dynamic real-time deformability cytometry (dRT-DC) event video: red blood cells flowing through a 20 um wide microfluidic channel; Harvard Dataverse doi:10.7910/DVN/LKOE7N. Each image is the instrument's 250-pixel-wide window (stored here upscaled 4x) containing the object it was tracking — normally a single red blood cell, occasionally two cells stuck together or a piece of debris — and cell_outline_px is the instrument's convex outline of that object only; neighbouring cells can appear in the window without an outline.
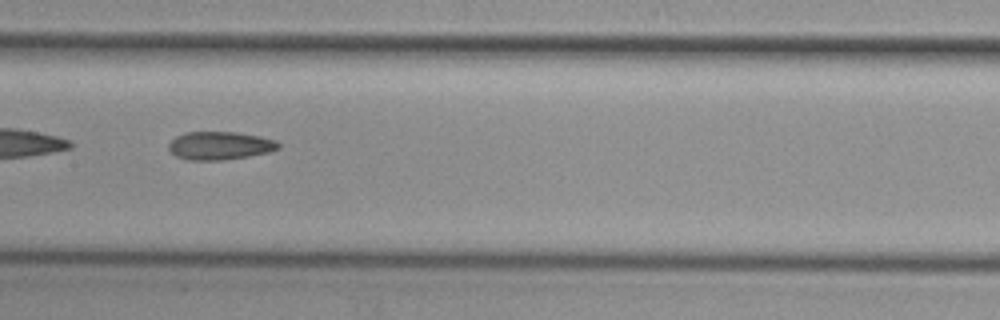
{"species": "common noctule bat (a hibernating species)", "species_latin": "Nyctalus noctula", "temperature_condition": "cold", "stored_images_in_passage": 48, "camera_frame_rate_fps": 3000, "um_per_image_px": 0.085, "animal": {"sex": "female", "body_mass_g": 29.2, "forearm_length_mm": 56.3}, "frame": {"image": 1, "passage_image": 21, "time_ms": 6.667, "image_size_px": [1000, 320], "cell_outline_px": [[280, 148], [268, 152], [248, 156], [224, 160], [188, 160], [176, 156], [168, 148], [168, 144], [176, 136], [184, 132], [236, 132], [260, 136], [276, 140], [280, 144]], "centroid_in_image_um": [18.69, 12.37], "position_along_channel_um": 188.7, "area_um2": 18.03}, "authors_computed_cell_mechanics": {"area_um2": 18.3515, "velocity_mm_per_s": 3.8109, "shape_relaxation_time_tau1_ms": null, "shape_relaxation_time_tau2_ms": 3.8569, "deformation_change_tau1": null, "deformation_change_tau2": 0.1201}}